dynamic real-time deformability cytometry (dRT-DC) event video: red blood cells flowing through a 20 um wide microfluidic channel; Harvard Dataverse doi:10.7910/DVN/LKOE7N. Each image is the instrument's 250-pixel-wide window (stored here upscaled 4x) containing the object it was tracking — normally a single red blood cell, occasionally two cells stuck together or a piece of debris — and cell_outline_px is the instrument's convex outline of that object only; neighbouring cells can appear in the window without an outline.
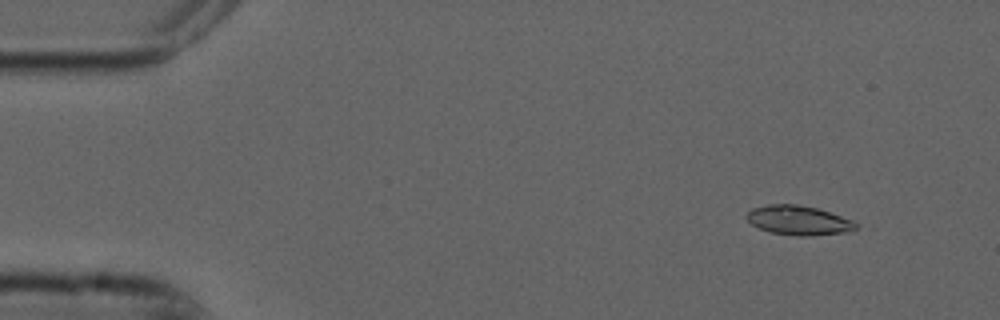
{"species": "common noctule bat (a hibernating species)", "species_latin": "Nyctalus noctula", "temperature_condition": "cold", "stored_images_in_passage": 53, "camera_frame_rate_fps": 3000, "um_per_image_px": 0.085, "animal": {"sex": "male", "forearm_length_mm": 52.5}, "frame": {"image": 1, "passage_image": 4, "time_ms": 1.0, "image_size_px": [1000, 320], "cell_outline_px": [[856, 228], [848, 232], [812, 236], [800, 236], [768, 232], [752, 224], [744, 216], [752, 208], [768, 204], [796, 204], [816, 208], [852, 220], [856, 224]], "centroid_in_image_um": [67.84, 18.73], "position_along_channel_um": 17.2, "area_um2": 18.61}}
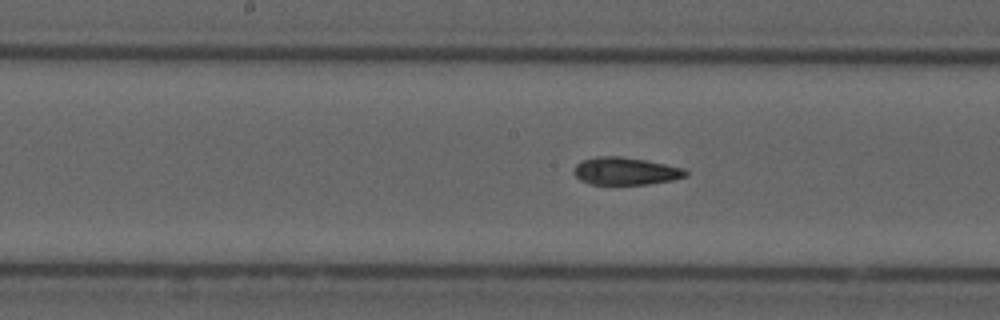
{"frame": {"image": 2, "passage_image": 26, "time_ms": 8.333, "image_size_px": [1000, 320], "cell_outline_px": [[688, 176], [672, 180], [648, 184], [592, 184], [580, 180], [572, 172], [576, 164], [584, 160], [596, 156], [620, 156], [644, 160], [684, 168], [688, 172]], "centroid_in_image_um": [53.17, 14.54], "position_along_channel_um": 195.0, "area_um2": 17.86}}
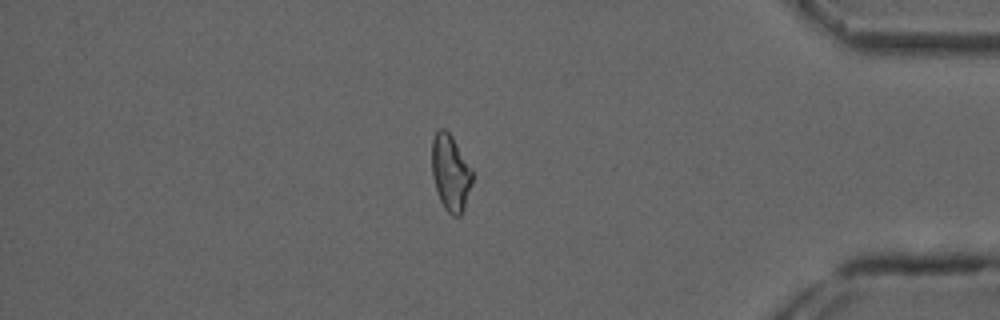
{"frame": {"image": 3, "passage_image": 45, "time_ms": 14.667, "image_size_px": [1000, 320], "cell_outline_px": [[472, 180], [464, 208], [460, 216], [452, 216], [444, 208], [440, 200], [432, 176], [432, 140], [436, 132], [440, 128], [444, 128], [452, 136], [472, 168]], "centroid_in_image_um": [38.29, 14.67], "position_along_channel_um": 396.9, "area_um2": 17.86}, "authors_computed_cell_mechanics": {"area_um2": 18.3804, "velocity_mm_per_s": 3.7425, "shape_relaxation_time_tau1_ms": null, "shape_relaxation_time_tau2_ms": 2.8227, "deformation_change_tau1": null, "deformation_change_tau2": 0.1034}}